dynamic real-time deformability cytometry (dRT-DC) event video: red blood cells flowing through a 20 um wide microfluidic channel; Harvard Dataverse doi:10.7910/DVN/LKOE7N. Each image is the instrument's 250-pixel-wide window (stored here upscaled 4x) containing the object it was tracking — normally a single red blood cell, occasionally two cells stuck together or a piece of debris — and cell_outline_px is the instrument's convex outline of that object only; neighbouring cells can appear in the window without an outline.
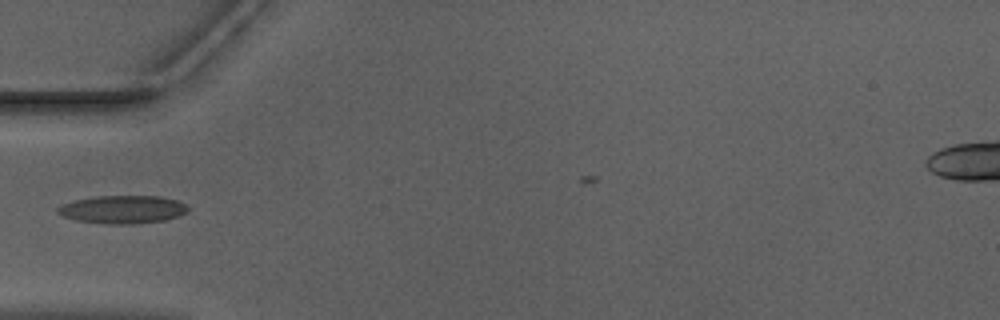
{"species": "Egyptian fruit bat (a non-hibernating species)", "species_latin": "Rousettus aegyptiacus", "temperature_condition": "warm", "stored_images_in_passage": 29, "camera_frame_rate_fps": 3000, "um_per_image_px": 0.085, "animal": {"sex": "male"}, "frame": {"image": 1, "passage_image": 1, "time_ms": 0.0, "image_size_px": [1000, 320], "cell_outline_px": [[188, 208], [180, 216], [164, 220], [136, 224], [108, 224], [76, 220], [64, 216], [56, 212], [56, 208], [60, 204], [76, 200], [96, 196], [160, 196], [176, 200], [188, 204]], "centroid_in_image_um": [10.42, 17.8], "position_along_channel_um": 74.6, "area_um2": 21.33}}
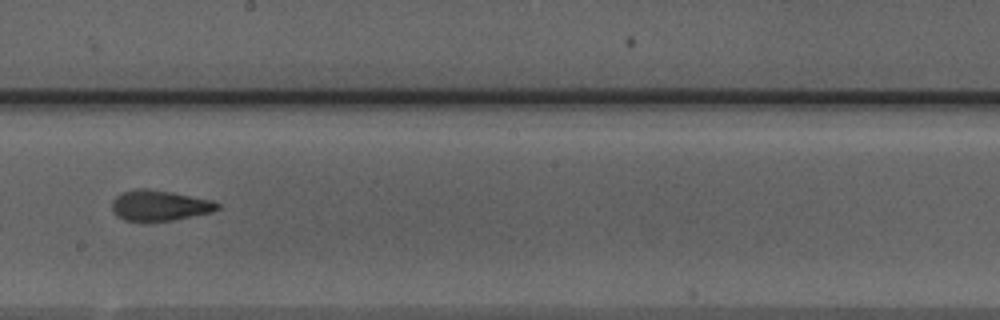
{"frame": {"image": 2, "passage_image": 13, "time_ms": 4.0, "image_size_px": [1000, 320], "cell_outline_px": [[220, 208], [212, 212], [172, 220], [124, 220], [112, 208], [112, 200], [120, 192], [136, 188], [144, 188], [172, 192], [212, 200], [220, 204]], "centroid_in_image_um": [13.58, 17.44], "position_along_channel_um": 234.6, "area_um2": 18.5}}
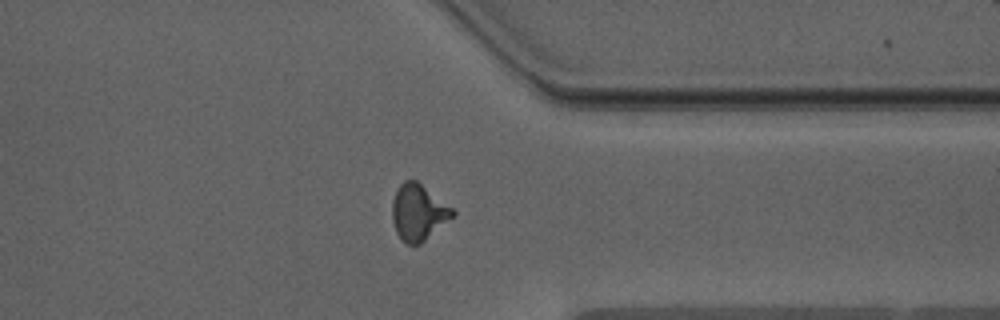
{"frame": {"image": 3, "passage_image": 24, "time_ms": 7.667, "image_size_px": [1000, 320], "cell_outline_px": [[456, 212], [452, 216], [420, 244], [408, 244], [396, 232], [392, 220], [392, 200], [400, 184], [404, 180], [416, 180], [452, 208]], "centroid_in_image_um": [35.52, 18.03], "position_along_channel_um": 375.9, "area_um2": 19.19}}